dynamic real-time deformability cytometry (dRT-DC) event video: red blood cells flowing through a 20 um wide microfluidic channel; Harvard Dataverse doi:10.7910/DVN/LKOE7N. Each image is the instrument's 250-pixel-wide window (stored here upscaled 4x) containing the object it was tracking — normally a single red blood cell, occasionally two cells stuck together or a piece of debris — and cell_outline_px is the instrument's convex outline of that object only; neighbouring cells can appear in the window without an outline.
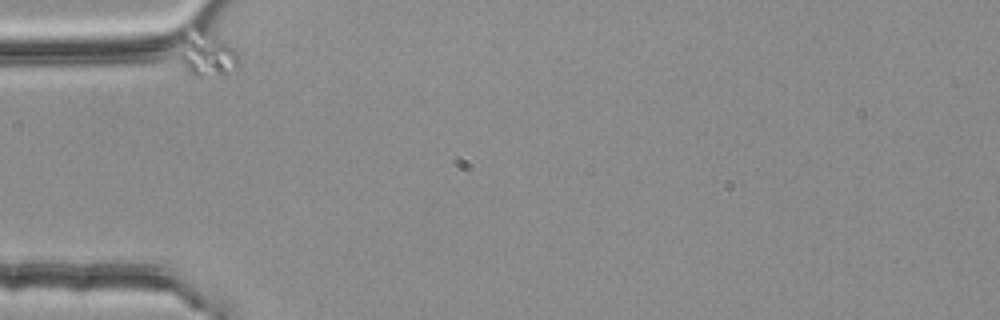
{"species": "common noctule bat (a hibernating species)", "species_latin": "Nyctalus noctula", "temperature_condition": "room temperature", "stored_images_in_passage": 5, "camera_frame_rate_fps": 3000, "um_per_image_px": 0.085, "animal": {"sex": "female", "body_mass_g": 25.1}, "frame": {"image": 1, "passage_image": 1, "time_ms": 0.0, "image_size_px": [1000, 320], "cell_outline_px": [[236, 68], [224, 76], [192, 76], [188, 72], [180, 60], [180, 36], [200, 28], [204, 28], [228, 44], [236, 52]], "centroid_in_image_um": [17.54, 4.61], "position_along_channel_um": 67.5, "area_um2": 15.32}}